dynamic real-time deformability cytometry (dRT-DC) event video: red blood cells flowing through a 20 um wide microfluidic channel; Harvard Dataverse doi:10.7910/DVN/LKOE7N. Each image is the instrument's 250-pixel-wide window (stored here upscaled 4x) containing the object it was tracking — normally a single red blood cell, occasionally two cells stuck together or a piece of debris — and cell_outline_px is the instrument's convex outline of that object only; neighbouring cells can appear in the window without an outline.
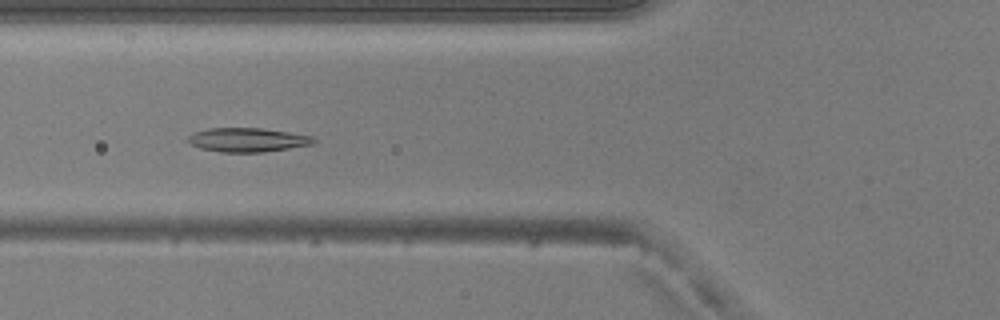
{"species": "common noctule bat (a hibernating species)", "species_latin": "Nyctalus noctula", "temperature_condition": "warm", "stored_images_in_passage": 41, "camera_frame_rate_fps": 3000, "um_per_image_px": 0.085, "animal": {"sex": "male", "body_mass_g": 20.5, "forearm_length_mm": 52.5}, "frame": {"image": 1, "passage_image": 11, "time_ms": 3.333, "image_size_px": [1000, 320], "cell_outline_px": [[316, 140], [312, 144], [264, 152], [220, 152], [200, 148], [184, 140], [192, 132], [208, 128], [260, 128], [288, 132], [312, 136]], "centroid_in_image_um": [20.97, 11.88], "position_along_channel_um": 104.8, "area_um2": 17.57}}
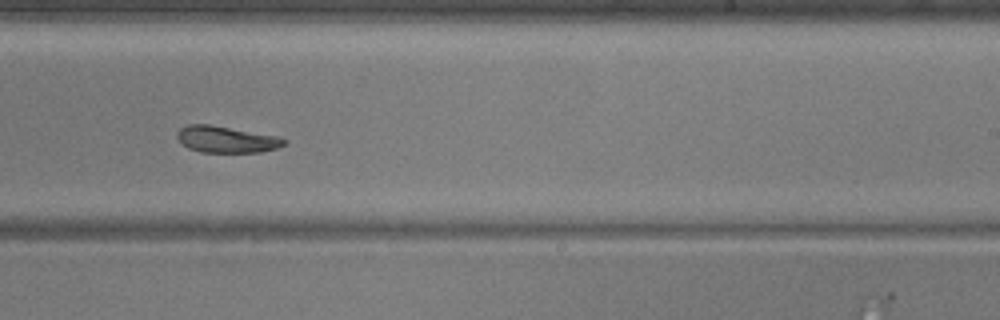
{"frame": {"image": 2, "passage_image": 23, "time_ms": 7.333, "image_size_px": [1000, 320], "cell_outline_px": [[288, 140], [284, 144], [276, 148], [260, 152], [200, 152], [188, 148], [176, 136], [176, 132], [180, 128], [188, 124], [208, 124], [276, 136]], "centroid_in_image_um": [19.2, 11.85], "position_along_channel_um": 269.8, "area_um2": 16.3}}
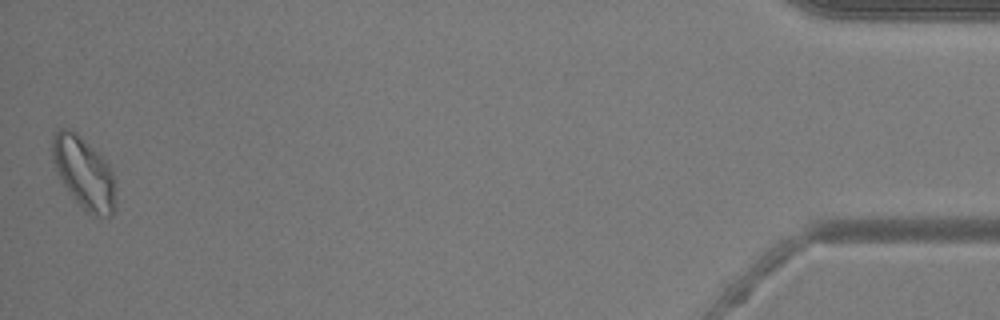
{"frame": {"image": 3, "passage_image": 41, "time_ms": 13.333, "image_size_px": [1000, 320], "cell_outline_px": [[116, 208], [112, 216], [100, 220], [84, 212], [60, 180], [52, 160], [52, 136], [60, 128], [72, 128], [100, 152], [108, 164], [112, 172], [116, 204]], "centroid_in_image_um": [7.15, 14.73], "position_along_channel_um": 428.1, "area_um2": 27.34}, "authors_computed_cell_mechanics": {"area_um2": 17.9758, "velocity_mm_per_s": 4.1264, "shape_relaxation_time_tau1_ms": 4.6615, "shape_relaxation_time_tau2_ms": 4.1908, "deformation_change_tau1": 0.1219, "deformation_change_tau2": 0.086}}